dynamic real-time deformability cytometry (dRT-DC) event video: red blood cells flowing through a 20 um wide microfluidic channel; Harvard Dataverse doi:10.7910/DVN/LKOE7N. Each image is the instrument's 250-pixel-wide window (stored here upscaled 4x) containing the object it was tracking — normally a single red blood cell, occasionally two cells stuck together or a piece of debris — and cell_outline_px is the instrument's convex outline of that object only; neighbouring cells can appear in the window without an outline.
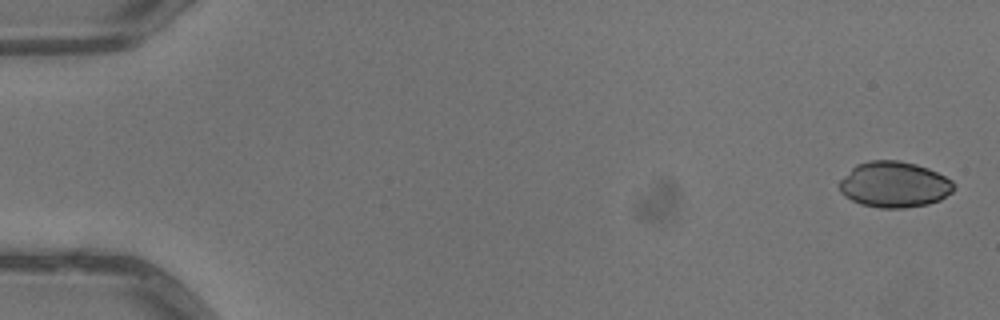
{"species": "common noctule bat (a hibernating species)", "species_latin": "Nyctalus noctula", "temperature_condition": "warm", "stored_images_in_passage": 4, "camera_frame_rate_fps": 3000, "um_per_image_px": 0.085, "animal": {"sex": "male", "body_mass_g": 13.3}, "frame": {"image": 1, "passage_image": 1, "time_ms": 0.0, "image_size_px": [1000, 320], "cell_outline_px": [[956, 188], [952, 192], [940, 200], [928, 204], [904, 208], [880, 208], [860, 204], [844, 196], [840, 192], [840, 180], [856, 164], [868, 160], [900, 160], [916, 164], [928, 168], [952, 180]], "centroid_in_image_um": [76.02, 15.68], "position_along_channel_um": 9.0, "area_um2": 30.75}}
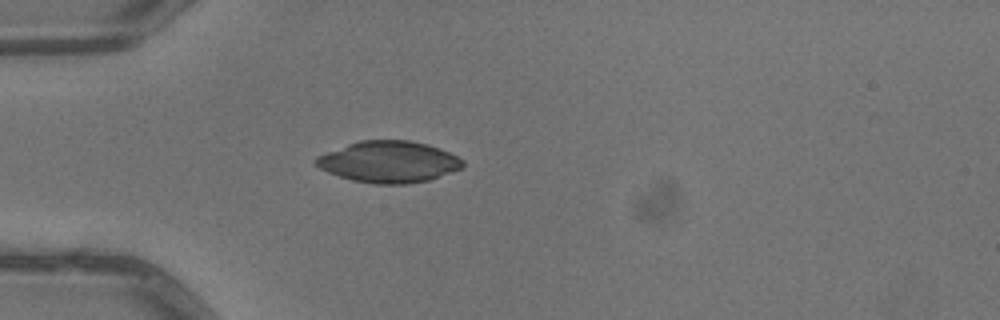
{"frame": {"image": 2, "passage_image": 4, "time_ms": 1.0, "image_size_px": [1000, 320], "cell_outline_px": [[464, 168], [428, 180], [408, 184], [376, 184], [352, 180], [328, 172], [320, 168], [312, 160], [316, 156], [348, 144], [360, 140], [412, 140], [428, 144], [440, 148], [464, 160]], "centroid_in_image_um": [33.06, 13.75], "position_along_channel_um": 51.9, "area_um2": 35.55}}